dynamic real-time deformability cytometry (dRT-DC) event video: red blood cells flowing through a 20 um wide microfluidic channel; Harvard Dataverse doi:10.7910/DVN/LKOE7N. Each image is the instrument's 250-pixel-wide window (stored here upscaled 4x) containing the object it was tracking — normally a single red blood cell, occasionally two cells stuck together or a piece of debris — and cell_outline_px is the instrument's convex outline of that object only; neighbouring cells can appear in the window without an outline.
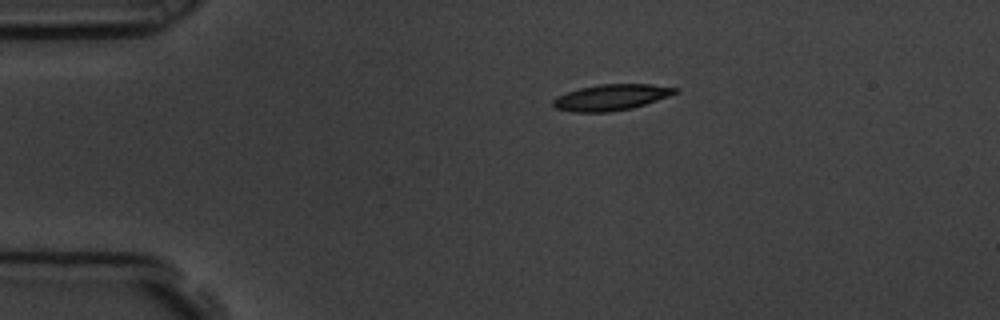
{"species": "common noctule bat (a hibernating species)", "species_latin": "Nyctalus noctula", "temperature_condition": "room temperature", "stored_images_in_passage": 9, "camera_frame_rate_fps": 3000, "um_per_image_px": 0.085, "animal": {"sex": "male", "body_mass_g": 19.5, "forearm_length_mm": 54.6}, "frame": {"image": 1, "passage_image": 1, "time_ms": 0.0, "image_size_px": [1000, 320], "cell_outline_px": [[680, 92], [632, 108], [608, 112], [572, 112], [556, 108], [552, 104], [552, 100], [556, 96], [580, 88], [600, 84], [652, 84], [680, 88]], "centroid_in_image_um": [51.96, 8.27], "position_along_channel_um": 33.0, "area_um2": 18.5}}
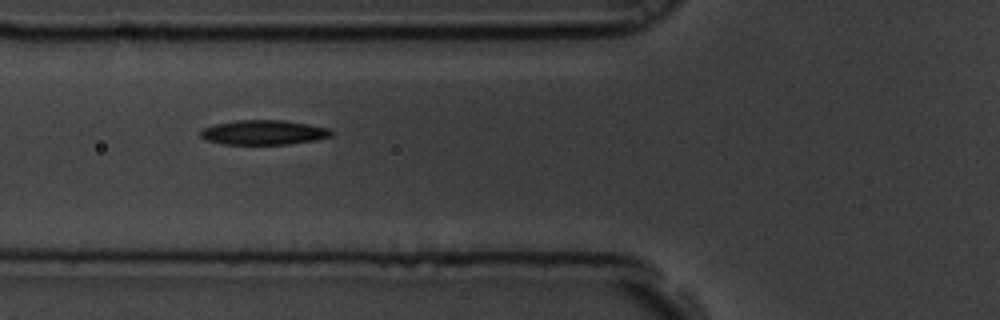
{"frame": {"image": 2, "passage_image": 4, "time_ms": 1.0, "image_size_px": [1000, 320], "cell_outline_px": [[332, 136], [316, 140], [288, 144], [224, 144], [208, 140], [200, 136], [200, 128], [216, 124], [236, 120], [284, 120], [308, 124], [328, 128], [332, 132]], "centroid_in_image_um": [22.4, 11.25], "position_along_channel_um": 103.4, "area_um2": 18.73}}
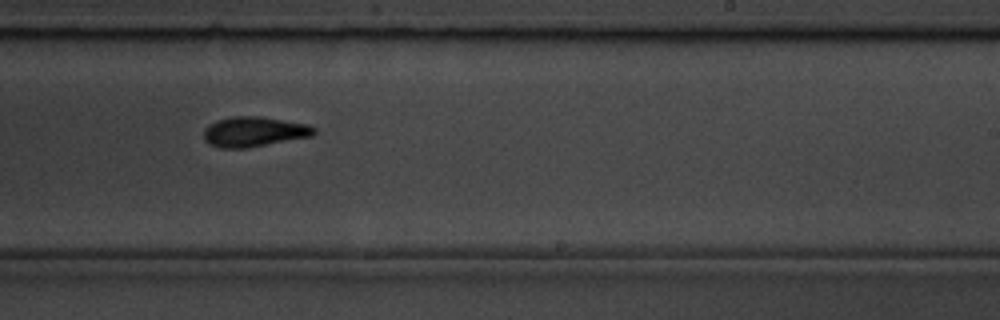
{"frame": {"image": 3, "passage_image": 8, "time_ms": 2.333, "image_size_px": [1000, 320], "cell_outline_px": [[316, 132], [312, 136], [248, 148], [220, 148], [208, 144], [204, 140], [204, 128], [208, 124], [216, 120], [232, 116], [260, 116], [308, 124], [316, 128]], "centroid_in_image_um": [21.57, 11.19], "position_along_channel_um": 267.4, "area_um2": 19.54}}